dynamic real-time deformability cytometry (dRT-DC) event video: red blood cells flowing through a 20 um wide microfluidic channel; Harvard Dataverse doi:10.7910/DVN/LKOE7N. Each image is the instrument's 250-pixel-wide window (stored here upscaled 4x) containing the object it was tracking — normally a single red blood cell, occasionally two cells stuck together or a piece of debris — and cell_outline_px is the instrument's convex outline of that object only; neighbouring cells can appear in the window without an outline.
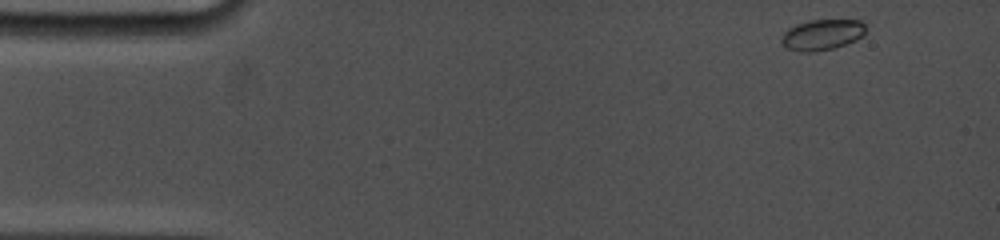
{"species": "common noctule bat (a hibernating species)", "species_latin": "Nyctalus noctula", "temperature_condition": "cold", "stored_images_in_passage": 53, "camera_frame_rate_fps": 5000, "um_per_image_px": 0.085, "animal": {"sex": "female", "body_mass_g": 19.0, "forearm_length_mm": 53.3}, "frame": {"image": 1, "passage_image": 1, "time_ms": 0.0, "image_size_px": [1000, 240], "cell_outline_px": [[864, 36], [856, 40], [832, 48], [812, 52], [800, 52], [788, 48], [780, 40], [784, 32], [788, 28], [796, 24], [808, 20], [860, 20], [864, 24]], "centroid_in_image_um": [69.86, 2.94], "position_along_channel_um": 15.1, "area_um2": 14.97}}
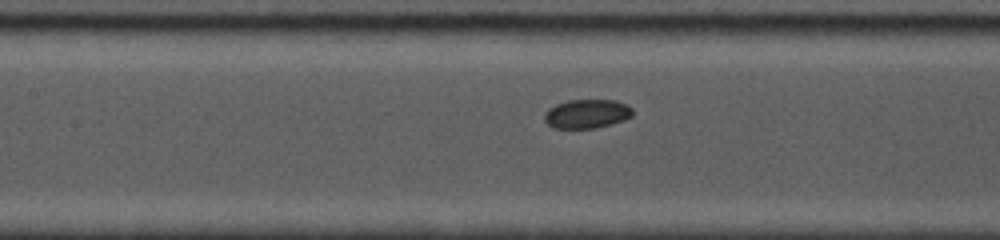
{"frame": {"image": 2, "passage_image": 31, "time_ms": 6.4, "image_size_px": [1000, 240], "cell_outline_px": [[632, 116], [624, 120], [612, 124], [596, 128], [552, 128], [544, 120], [544, 112], [548, 108], [556, 104], [568, 100], [612, 100], [628, 104], [632, 108]], "centroid_in_image_um": [49.87, 9.67], "position_along_channel_um": 157.5, "area_um2": 15.03}}
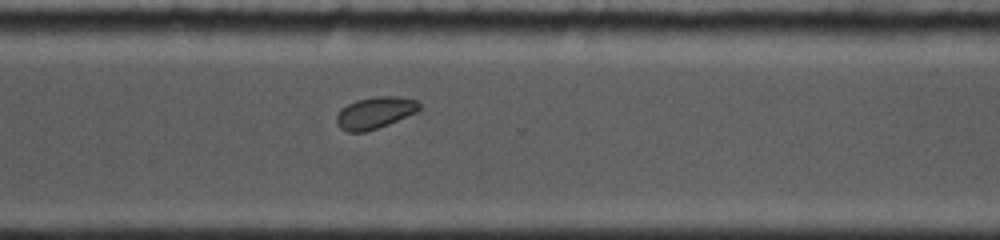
{"frame": {"image": 3, "passage_image": 53, "time_ms": 11.2, "image_size_px": [1000, 240], "cell_outline_px": [[420, 108], [416, 112], [388, 124], [364, 132], [348, 132], [340, 128], [336, 124], [336, 116], [348, 104], [356, 100], [376, 96], [400, 96], [416, 100], [420, 104]], "centroid_in_image_um": [31.87, 9.58], "position_along_channel_um": 338.7, "area_um2": 15.14}}